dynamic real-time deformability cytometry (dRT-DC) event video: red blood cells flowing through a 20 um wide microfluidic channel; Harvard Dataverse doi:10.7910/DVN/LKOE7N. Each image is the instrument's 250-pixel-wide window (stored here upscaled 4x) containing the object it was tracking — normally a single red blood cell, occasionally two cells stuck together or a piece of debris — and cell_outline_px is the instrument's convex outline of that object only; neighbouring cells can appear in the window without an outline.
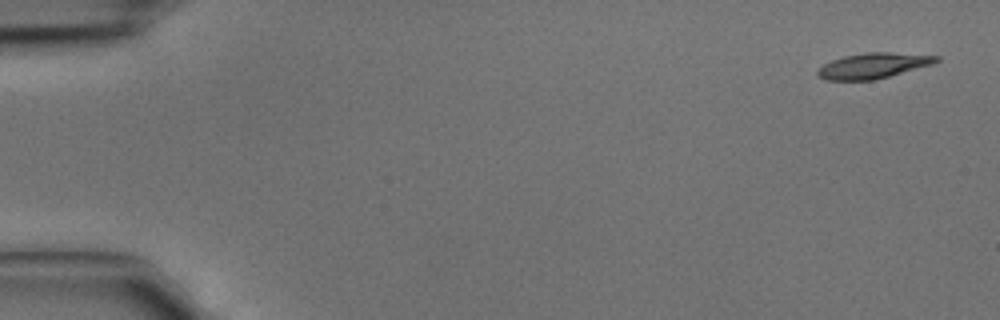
{"species": "common noctule bat (a hibernating species)", "species_latin": "Nyctalus noctula", "temperature_condition": "cold", "stored_images_in_passage": 4, "camera_frame_rate_fps": 3000, "um_per_image_px": 0.085, "animal": {"sex": "male", "body_mass_g": 15.6}, "frame": {"image": 1, "passage_image": 1, "time_ms": 0.0, "image_size_px": [1000, 320], "cell_outline_px": [[940, 60], [932, 64], [888, 76], [872, 80], [824, 80], [816, 76], [816, 72], [824, 64], [832, 60], [844, 56], [868, 52], [888, 52], [940, 56]], "centroid_in_image_um": [74.19, 5.58], "position_along_channel_um": 10.8, "area_um2": 17.4}}
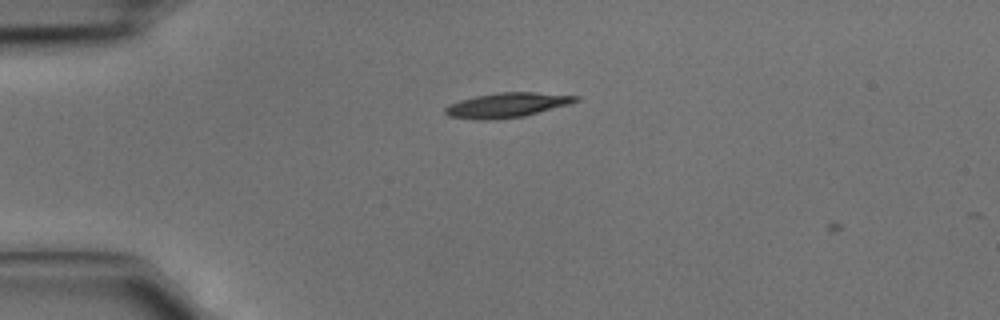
{"frame": {"image": 2, "passage_image": 3, "time_ms": 0.667, "image_size_px": [1000, 320], "cell_outline_px": [[580, 100], [568, 104], [524, 116], [496, 120], [476, 120], [448, 116], [444, 112], [444, 108], [448, 104], [460, 100], [476, 96], [496, 92], [536, 92], [580, 96]], "centroid_in_image_um": [43.05, 8.93], "position_along_channel_um": 41.9, "area_um2": 18.9}}